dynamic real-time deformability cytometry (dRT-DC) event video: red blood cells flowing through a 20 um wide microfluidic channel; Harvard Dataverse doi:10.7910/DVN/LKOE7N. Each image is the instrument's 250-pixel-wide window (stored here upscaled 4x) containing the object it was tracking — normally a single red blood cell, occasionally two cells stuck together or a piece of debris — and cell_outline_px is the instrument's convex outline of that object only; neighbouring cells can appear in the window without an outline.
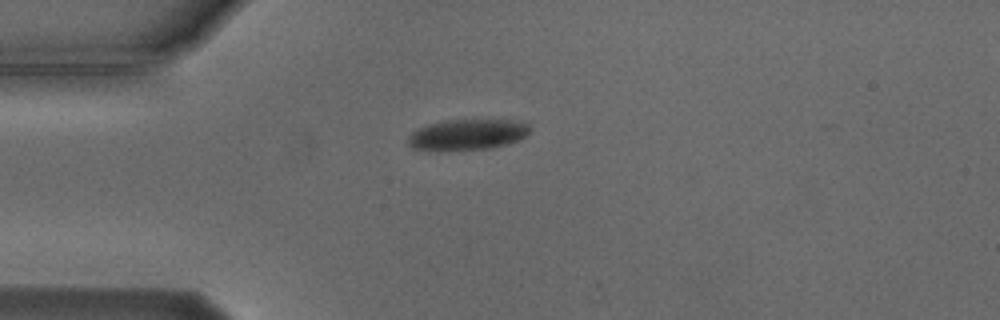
{"species": "Egyptian fruit bat (a non-hibernating species)", "species_latin": "Rousettus aegyptiacus", "temperature_condition": "cold", "stored_images_in_passage": 3, "camera_frame_rate_fps": 3000, "um_per_image_px": 0.085, "animal": {"sex": "male"}, "frame": {"image": 1, "passage_image": 3, "time_ms": 2.333, "image_size_px": [1000, 320], "cell_outline_px": [[532, 128], [524, 136], [508, 144], [488, 148], [412, 148], [408, 144], [408, 136], [412, 132], [428, 124], [444, 120], [512, 120], [528, 124]], "centroid_in_image_um": [39.76, 11.39], "position_along_channel_um": 45.2, "area_um2": 20.92}}